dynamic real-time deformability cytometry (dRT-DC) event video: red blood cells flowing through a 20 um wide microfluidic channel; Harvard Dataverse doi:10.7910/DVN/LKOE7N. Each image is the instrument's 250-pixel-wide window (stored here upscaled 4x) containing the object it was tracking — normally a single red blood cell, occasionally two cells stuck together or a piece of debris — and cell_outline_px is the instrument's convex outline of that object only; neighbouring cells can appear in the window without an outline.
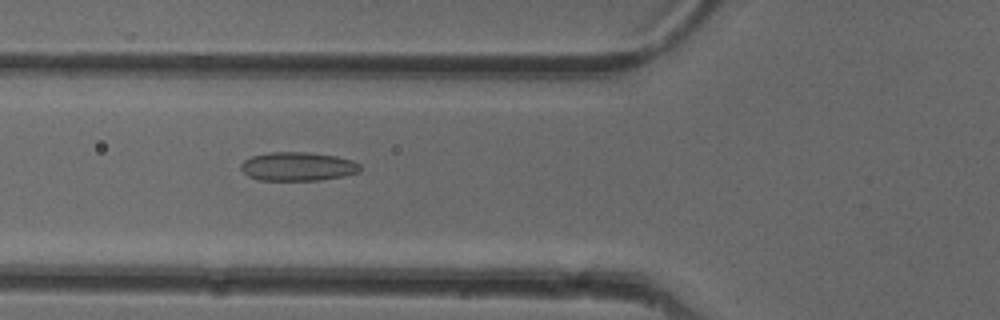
{"species": "common noctule bat (a hibernating species)", "species_latin": "Nyctalus noctula", "temperature_condition": "cold", "stored_images_in_passage": 49, "camera_frame_rate_fps": 3000, "um_per_image_px": 0.085, "animal": {"sex": "female"}, "frame": {"image": 1, "passage_image": 17, "time_ms": 5.333, "image_size_px": [1000, 320], "cell_outline_px": [[360, 172], [320, 180], [260, 180], [248, 176], [240, 168], [240, 164], [244, 160], [252, 156], [268, 152], [308, 152], [336, 156], [352, 160], [360, 164]], "centroid_in_image_um": [25.29, 14.14], "position_along_channel_um": 100.5, "area_um2": 19.94}}
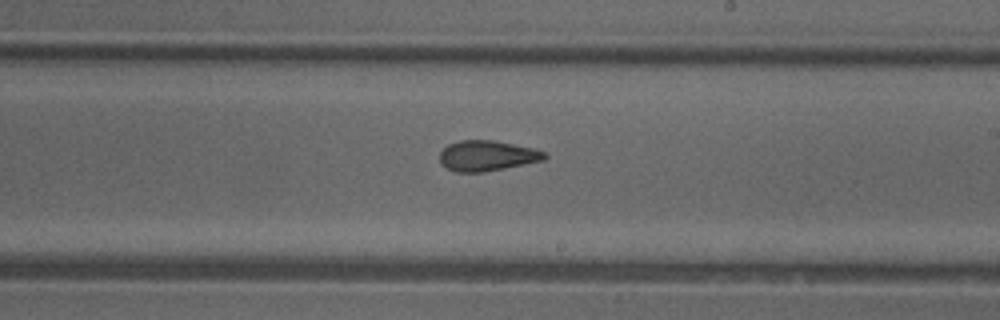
{"frame": {"image": 2, "passage_image": 28, "time_ms": 9.0, "image_size_px": [1000, 320], "cell_outline_px": [[548, 156], [544, 160], [484, 172], [456, 172], [440, 164], [440, 152], [448, 144], [460, 140], [492, 140], [532, 148], [544, 152]], "centroid_in_image_um": [41.37, 13.24], "position_along_channel_um": 247.6, "area_um2": 18.44}}
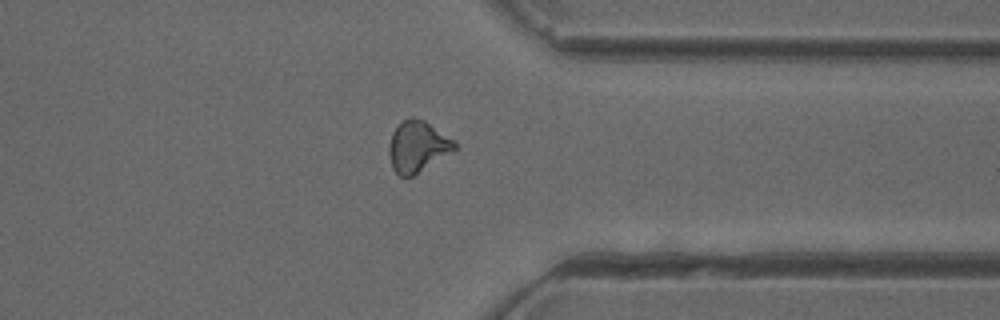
{"frame": {"image": 3, "passage_image": 38, "time_ms": 12.333, "image_size_px": [1000, 320], "cell_outline_px": [[456, 148], [412, 176], [400, 176], [392, 168], [388, 152], [388, 144], [392, 132], [404, 120], [412, 116], [424, 120], [452, 140], [456, 144]], "centroid_in_image_um": [35.43, 12.44], "position_along_channel_um": 376.0, "area_um2": 18.96}, "authors_computed_cell_mechanics": {"area_um2": 19.0162, "velocity_mm_per_s": 4.0024, "shape_relaxation_time_tau1_ms": 9.4337, "shape_relaxation_time_tau2_ms": 2.5597, "deformation_change_tau1": 0.1761, "deformation_change_tau2": 0.0934}}